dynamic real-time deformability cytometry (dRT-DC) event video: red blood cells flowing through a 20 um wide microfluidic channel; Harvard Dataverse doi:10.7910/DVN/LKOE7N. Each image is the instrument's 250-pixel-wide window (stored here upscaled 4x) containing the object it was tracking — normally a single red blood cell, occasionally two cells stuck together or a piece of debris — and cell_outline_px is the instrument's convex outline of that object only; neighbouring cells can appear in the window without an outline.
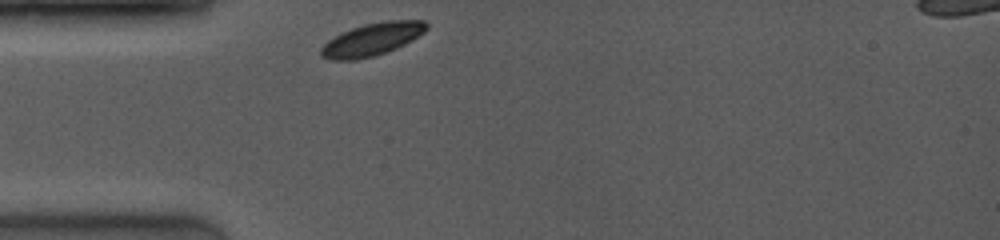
{"species": "common noctule bat (a hibernating species)", "species_latin": "Nyctalus noctula", "temperature_condition": "room temperature", "stored_images_in_passage": 42, "camera_frame_rate_fps": 4000, "um_per_image_px": 0.085, "animal": {"sex": "female", "body_mass_g": 19.0, "forearm_length_mm": 53.3}, "frame": {"image": 1, "passage_image": 1, "time_ms": 0.0, "image_size_px": [1000, 240], "cell_outline_px": [[428, 28], [424, 32], [404, 44], [396, 48], [372, 56], [356, 60], [332, 60], [320, 56], [320, 48], [328, 40], [352, 28], [364, 24], [388, 20], [424, 20], [428, 24]], "centroid_in_image_um": [31.62, 3.34], "position_along_channel_um": 53.4, "area_um2": 19.83}}
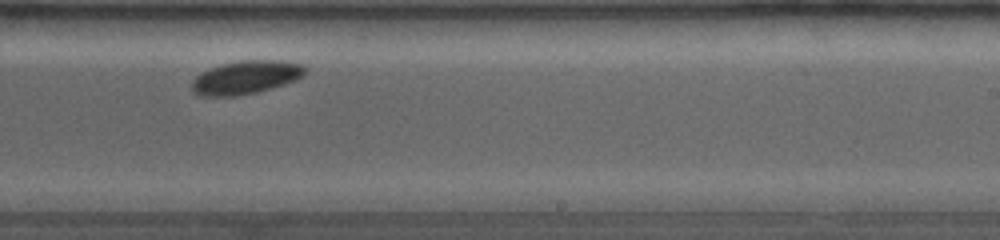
{"frame": {"image": 2, "passage_image": 22, "time_ms": 5.75, "image_size_px": [1000, 240], "cell_outline_px": [[308, 68], [300, 76], [292, 80], [256, 92], [236, 96], [200, 96], [192, 92], [192, 84], [196, 76], [212, 68], [224, 64], [248, 60], [280, 60], [300, 64]], "centroid_in_image_um": [20.85, 6.58], "position_along_channel_um": 268.1, "area_um2": 21.27}}
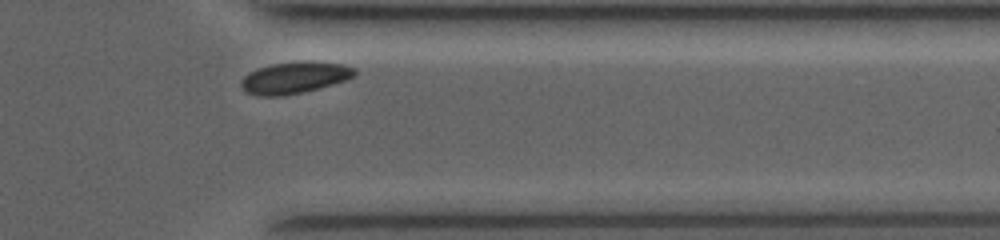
{"frame": {"image": 3, "passage_image": 37, "time_ms": 8.75, "image_size_px": [1000, 240], "cell_outline_px": [[356, 72], [352, 76], [344, 80], [332, 84], [300, 92], [280, 96], [260, 96], [248, 92], [240, 84], [240, 80], [244, 76], [260, 68], [272, 64], [308, 60], [344, 64], [356, 68]], "centroid_in_image_um": [25.05, 6.58], "position_along_channel_um": 386.3, "area_um2": 20.52}, "authors_computed_cell_mechanics": {"area_um2": 20.7213, "velocity_mm_per_s": 3.8928, "shape_relaxation_time_tau1_ms": 0.9433, "shape_relaxation_time_tau2_ms": null, "deformation_change_tau1": 0.038, "deformation_change_tau2": null}}